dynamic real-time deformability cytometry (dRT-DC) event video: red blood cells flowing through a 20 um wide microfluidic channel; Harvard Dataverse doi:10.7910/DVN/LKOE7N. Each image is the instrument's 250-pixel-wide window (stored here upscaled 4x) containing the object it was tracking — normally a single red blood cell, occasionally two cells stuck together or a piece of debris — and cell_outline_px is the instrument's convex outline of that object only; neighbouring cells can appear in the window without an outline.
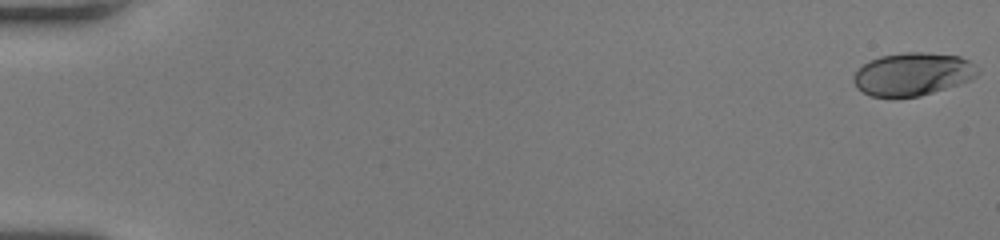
{"species": "human", "species_latin": "Homo sapiens", "temperature_condition": "room temperature", "stored_images_in_passage": 45, "camera_frame_rate_fps": 3000, "um_per_image_px": 0.085, "donor": {"sex": "female"}, "frame": {"image": 1, "passage_image": 1, "time_ms": 0.0, "image_size_px": [1000, 240], "cell_outline_px": [[980, 72], [976, 76], [968, 80], [920, 96], [872, 96], [856, 88], [852, 80], [852, 76], [864, 64], [880, 56], [908, 52], [924, 52], [960, 56], [968, 60]], "centroid_in_image_um": [77.55, 6.29], "position_along_channel_um": 7.5, "area_um2": 30.46}}